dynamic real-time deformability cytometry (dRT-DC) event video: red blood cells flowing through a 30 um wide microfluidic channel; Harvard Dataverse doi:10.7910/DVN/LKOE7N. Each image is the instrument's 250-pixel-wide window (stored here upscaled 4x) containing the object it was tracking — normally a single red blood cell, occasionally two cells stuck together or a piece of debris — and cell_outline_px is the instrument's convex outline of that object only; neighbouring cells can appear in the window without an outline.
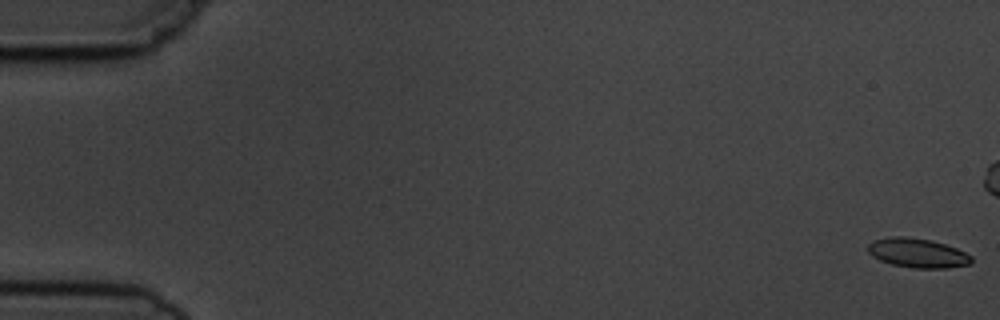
{"species": "common noctule bat (a hibernating species)", "species_latin": "Nyctalus noctula", "temperature_condition": "cold", "stored_images_in_passage": 6, "camera_frame_rate_fps": 3000, "um_per_image_px": 0.085, "animal": {"sex": "male", "body_mass_g": 19.5, "forearm_length_mm": 54.6}, "frame": {"image": 1, "passage_image": 1, "time_ms": 0.0, "image_size_px": [1000, 320], "cell_outline_px": [[972, 264], [948, 268], [912, 268], [892, 264], [880, 260], [872, 256], [868, 252], [868, 244], [872, 240], [892, 236], [904, 236], [932, 240], [956, 248], [972, 256]], "centroid_in_image_um": [77.99, 21.5], "position_along_channel_um": 7.0, "area_um2": 17.8}}